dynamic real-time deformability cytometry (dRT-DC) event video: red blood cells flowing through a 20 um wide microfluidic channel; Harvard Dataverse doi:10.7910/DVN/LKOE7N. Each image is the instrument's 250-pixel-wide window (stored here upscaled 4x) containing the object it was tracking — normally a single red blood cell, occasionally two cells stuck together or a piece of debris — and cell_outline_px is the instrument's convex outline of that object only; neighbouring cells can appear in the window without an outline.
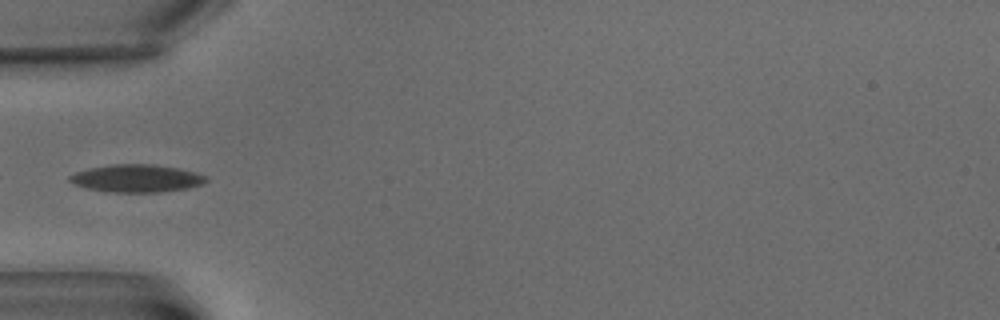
{"species": "common noctule bat (a hibernating species)", "species_latin": "Nyctalus noctula", "temperature_condition": "warm", "stored_images_in_passage": 7, "camera_frame_rate_fps": 3000, "um_per_image_px": 0.085, "animal": {"sex": "male", "body_mass_g": 15.6}, "frame": {"image": 1, "passage_image": 7, "time_ms": 7.0, "image_size_px": [1000, 320], "cell_outline_px": [[208, 180], [204, 184], [188, 188], [160, 192], [108, 192], [88, 188], [76, 184], [68, 180], [68, 176], [76, 172], [88, 168], [112, 164], [156, 164], [180, 168], [196, 172], [204, 176]], "centroid_in_image_um": [11.63, 15.15], "position_along_channel_um": 73.4, "area_um2": 22.08}}